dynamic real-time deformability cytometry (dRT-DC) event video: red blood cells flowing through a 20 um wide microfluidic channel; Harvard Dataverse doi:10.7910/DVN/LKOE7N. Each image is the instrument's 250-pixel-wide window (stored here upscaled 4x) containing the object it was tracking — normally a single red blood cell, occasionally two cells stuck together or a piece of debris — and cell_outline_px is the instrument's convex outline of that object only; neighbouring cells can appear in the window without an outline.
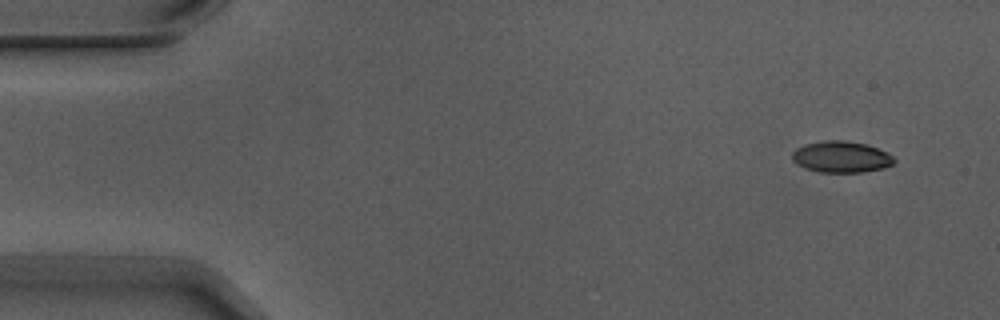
{"species": "Egyptian fruit bat (a non-hibernating species)", "species_latin": "Rousettus aegyptiacus", "temperature_condition": "warm", "stored_images_in_passage": 5, "camera_frame_rate_fps": 3000, "um_per_image_px": 0.085, "animal": {"sex": "male"}, "frame": {"image": 1, "passage_image": 1, "time_ms": 0.0, "image_size_px": [1000, 320], "cell_outline_px": [[896, 160], [892, 164], [884, 168], [864, 172], [820, 172], [804, 168], [796, 164], [792, 160], [792, 152], [796, 148], [804, 144], [824, 140], [844, 140], [864, 144], [888, 152]], "centroid_in_image_um": [71.48, 13.34], "position_along_channel_um": 13.5, "area_um2": 18.73}}
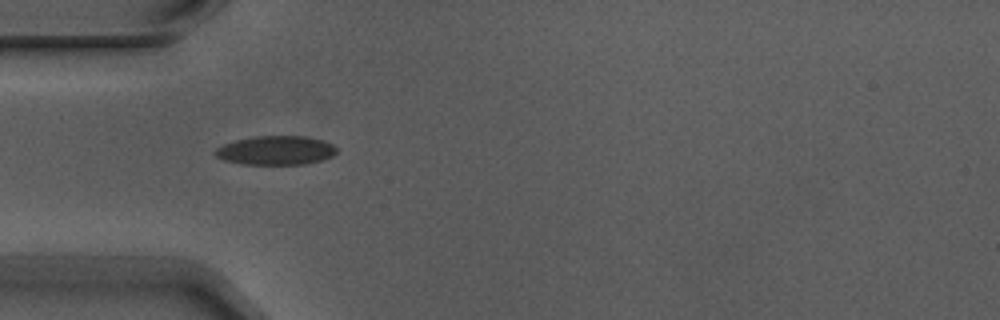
{"frame": {"image": 2, "passage_image": 4, "time_ms": 1.0, "image_size_px": [1000, 320], "cell_outline_px": [[336, 152], [332, 156], [320, 160], [304, 164], [244, 164], [224, 160], [216, 156], [212, 152], [216, 148], [224, 144], [236, 140], [252, 136], [304, 136], [320, 140], [332, 144], [336, 148]], "centroid_in_image_um": [23.4, 12.78], "position_along_channel_um": 61.6, "area_um2": 20.35}}